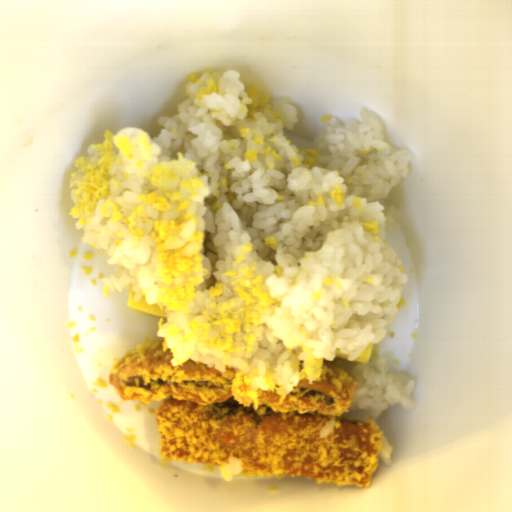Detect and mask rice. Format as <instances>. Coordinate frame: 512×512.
Listing matches in <instances>:
<instances>
[{
  "label": "rice",
  "instance_id": "1",
  "mask_svg": "<svg viewBox=\"0 0 512 512\" xmlns=\"http://www.w3.org/2000/svg\"><path fill=\"white\" fill-rule=\"evenodd\" d=\"M237 70L190 83L174 116L150 137L104 132L75 159L68 182L81 243L118 265L103 283L157 304L170 364L192 359L250 372L253 390L287 395L320 380L324 362L355 381L342 417L373 420L412 408L415 377L365 347L380 343L408 282L386 241L399 209L384 207L415 154L393 152L382 116H335L312 139L310 167L284 129L299 118L286 97L246 121L252 103ZM335 348L348 355L336 358Z\"/></svg>",
  "mask_w": 512,
  "mask_h": 512
},
{
  "label": "rice",
  "instance_id": "2",
  "mask_svg": "<svg viewBox=\"0 0 512 512\" xmlns=\"http://www.w3.org/2000/svg\"><path fill=\"white\" fill-rule=\"evenodd\" d=\"M241 470V461H239L236 457H230V463L224 464L219 472L222 478L230 481L236 475L240 474Z\"/></svg>",
  "mask_w": 512,
  "mask_h": 512
},
{
  "label": "rice",
  "instance_id": "3",
  "mask_svg": "<svg viewBox=\"0 0 512 512\" xmlns=\"http://www.w3.org/2000/svg\"><path fill=\"white\" fill-rule=\"evenodd\" d=\"M392 456V445L389 440L385 437L384 432H382V442L381 449L378 455V461L390 465Z\"/></svg>",
  "mask_w": 512,
  "mask_h": 512
}]
</instances>
